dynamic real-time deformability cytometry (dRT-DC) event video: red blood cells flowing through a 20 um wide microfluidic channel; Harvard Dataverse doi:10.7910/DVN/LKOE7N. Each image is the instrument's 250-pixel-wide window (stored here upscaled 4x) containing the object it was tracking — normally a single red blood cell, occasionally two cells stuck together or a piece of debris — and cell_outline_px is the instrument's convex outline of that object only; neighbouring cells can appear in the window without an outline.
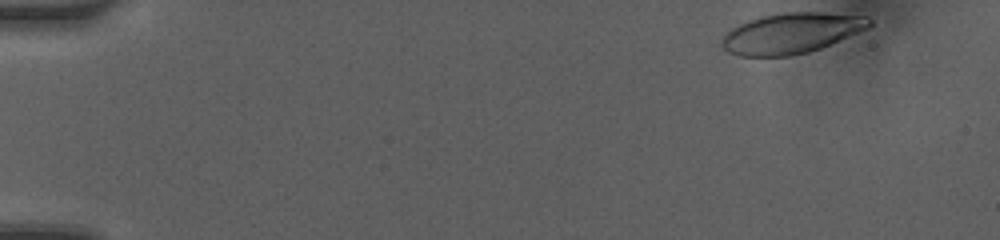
{"species": "human", "species_latin": "Homo sapiens", "temperature_condition": "room temperature", "stored_images_in_passage": 40, "camera_frame_rate_fps": 3000, "um_per_image_px": 0.085, "donor": {"sex": "female"}, "frame": {"image": 1, "passage_image": 1, "time_ms": 0.0, "image_size_px": [1000, 240], "cell_outline_px": [[872, 28], [820, 48], [808, 52], [792, 56], [740, 56], [728, 52], [720, 44], [720, 40], [724, 32], [748, 20], [760, 16], [784, 12], [824, 12], [868, 16], [872, 20]], "centroid_in_image_um": [67.29, 2.81], "position_along_channel_um": 17.7, "area_um2": 35.37}}
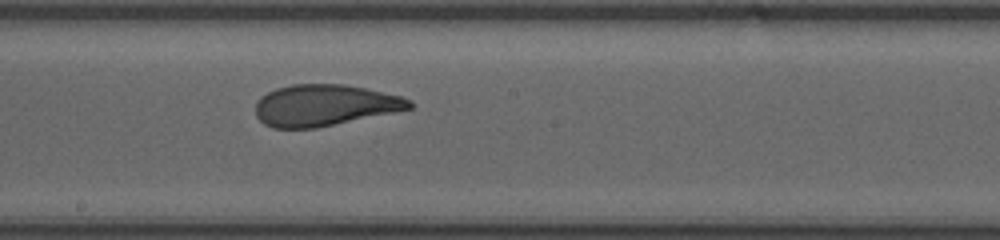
{"frame": {"image": 2, "passage_image": 25, "time_ms": 8.0, "image_size_px": [1000, 240], "cell_outline_px": [[412, 108], [316, 128], [272, 128], [264, 124], [256, 116], [256, 100], [260, 96], [276, 88], [292, 84], [344, 84], [404, 96], [412, 100]], "centroid_in_image_um": [27.56, 8.94], "position_along_channel_um": 220.6, "area_um2": 37.11}}
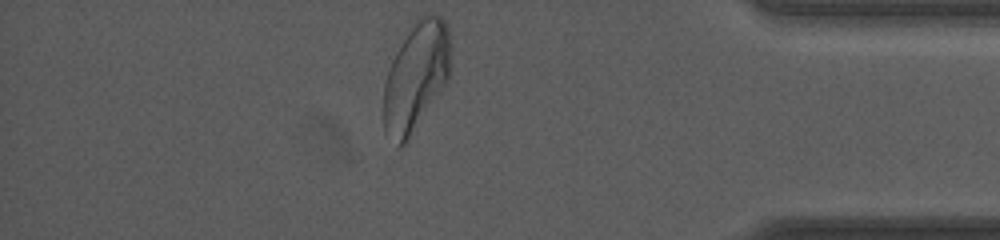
{"frame": {"image": 3, "passage_image": 40, "time_ms": 13.0, "image_size_px": [1000, 240], "cell_outline_px": [[452, 44], [448, 80], [408, 144], [400, 148], [396, 148], [384, 128], [384, 84], [388, 68], [400, 36], [416, 16], [424, 12], [432, 12], [440, 16], [444, 20], [448, 28]], "centroid_in_image_um": [35.35, 6.46], "position_along_channel_um": 399.8, "area_um2": 44.56}, "authors_computed_cell_mechanics": {"area_um2": 37.4255, "velocity_mm_per_s": 4.1542, "shape_relaxation_time_tau1_ms": 4.1579, "shape_relaxation_time_tau2_ms": 1.0145, "deformation_change_tau1": 0.1867, "deformation_change_tau2": 0.0796}}